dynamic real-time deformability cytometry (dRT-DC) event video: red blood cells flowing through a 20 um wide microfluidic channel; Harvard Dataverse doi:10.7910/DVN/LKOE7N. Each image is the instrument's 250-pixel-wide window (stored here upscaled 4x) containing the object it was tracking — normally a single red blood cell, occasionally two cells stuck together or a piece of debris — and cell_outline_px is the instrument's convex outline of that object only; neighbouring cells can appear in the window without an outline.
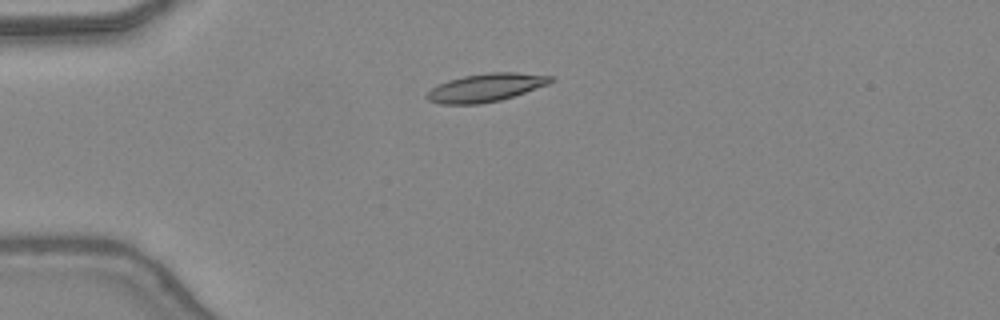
{"species": "common noctule bat (a hibernating species)", "species_latin": "Nyctalus noctula", "temperature_condition": "warm", "stored_images_in_passage": 36, "camera_frame_rate_fps": 3000, "um_per_image_px": 0.085, "animal": {"sex": "female", "body_mass_g": 24.6, "forearm_length_mm": 56.2}, "frame": {"image": 1, "passage_image": 1, "time_ms": 0.0, "image_size_px": [1000, 320], "cell_outline_px": [[552, 80], [548, 84], [500, 100], [480, 104], [440, 104], [428, 100], [424, 96], [432, 88], [448, 80], [464, 76], [488, 72], [516, 72], [552, 76]], "centroid_in_image_um": [41.25, 7.45], "position_along_channel_um": 43.7, "area_um2": 20.06}}
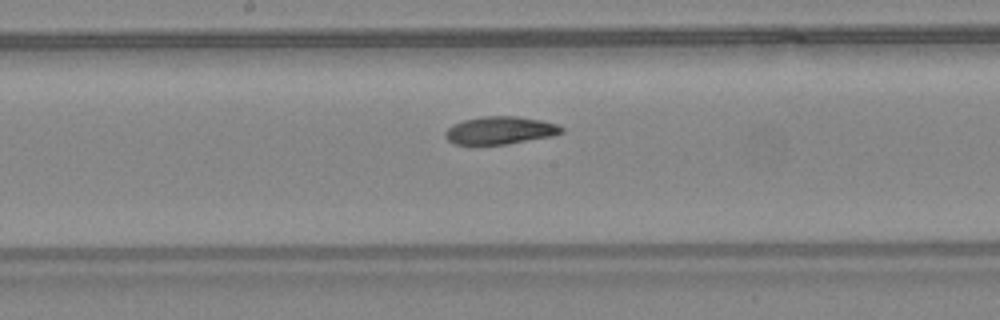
{"frame": {"image": 2, "passage_image": 14, "time_ms": 4.333, "image_size_px": [1000, 320], "cell_outline_px": [[564, 132], [552, 136], [504, 144], [452, 144], [444, 136], [444, 132], [452, 124], [464, 120], [484, 116], [516, 116], [540, 120], [556, 124], [564, 128]], "centroid_in_image_um": [42.48, 11.08], "position_along_channel_um": 205.7, "area_um2": 18.67}}
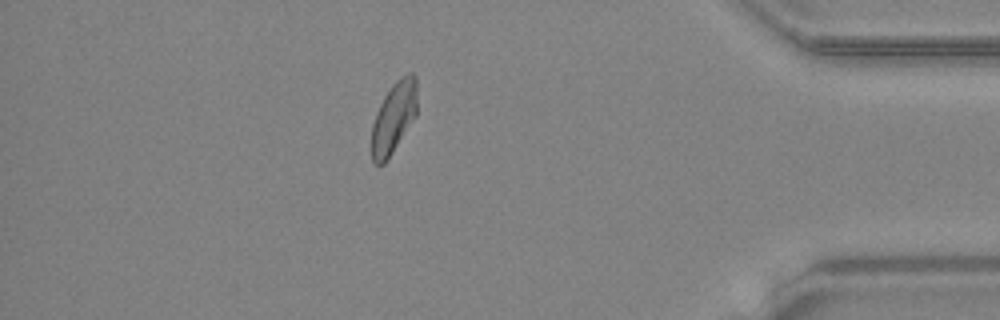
{"frame": {"image": 3, "passage_image": 30, "time_ms": 9.667, "image_size_px": [1000, 320], "cell_outline_px": [[416, 116], [384, 164], [376, 164], [372, 160], [372, 124], [376, 112], [384, 96], [392, 84], [400, 76], [408, 72], [412, 72], [416, 76]], "centroid_in_image_um": [33.47, 9.95], "position_along_channel_um": 401.7, "area_um2": 18.79}, "authors_computed_cell_mechanics": {"area_um2": 19.3052, "velocity_mm_per_s": 4.381, "shape_relaxation_time_tau1_ms": 9.5195, "shape_relaxation_time_tau2_ms": 2.5377, "deformation_change_tau1": 0.247, "deformation_change_tau2": 0.087}}